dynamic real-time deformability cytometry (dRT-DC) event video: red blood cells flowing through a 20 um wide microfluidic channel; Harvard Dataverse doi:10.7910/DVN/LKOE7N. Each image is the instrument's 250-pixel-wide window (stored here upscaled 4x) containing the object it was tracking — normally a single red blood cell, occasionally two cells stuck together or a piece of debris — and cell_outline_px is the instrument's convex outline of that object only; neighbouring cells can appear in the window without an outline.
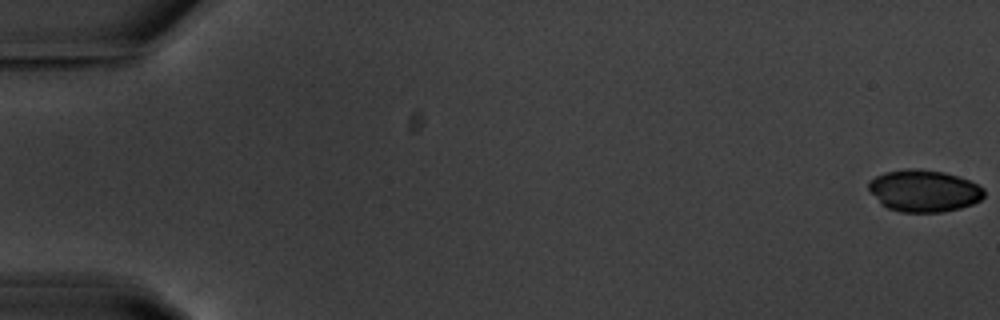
{"species": "common noctule bat (a hibernating species)", "species_latin": "Nyctalus noctula", "temperature_condition": "warm", "stored_images_in_passage": 56, "camera_frame_rate_fps": 3000, "um_per_image_px": 0.085, "animal": {"sex": "male", "body_mass_g": 20.1, "forearm_length_mm": 53.5}, "frame": {"image": 1, "passage_image": 1, "time_ms": 0.0, "image_size_px": [1000, 320], "cell_outline_px": [[984, 196], [980, 200], [972, 204], [960, 208], [940, 212], [900, 212], [888, 208], [880, 204], [868, 188], [868, 184], [876, 176], [884, 172], [908, 168], [920, 168], [944, 172], [968, 180], [984, 188]], "centroid_in_image_um": [78.52, 16.22], "position_along_channel_um": 6.5, "area_um2": 28.21}}
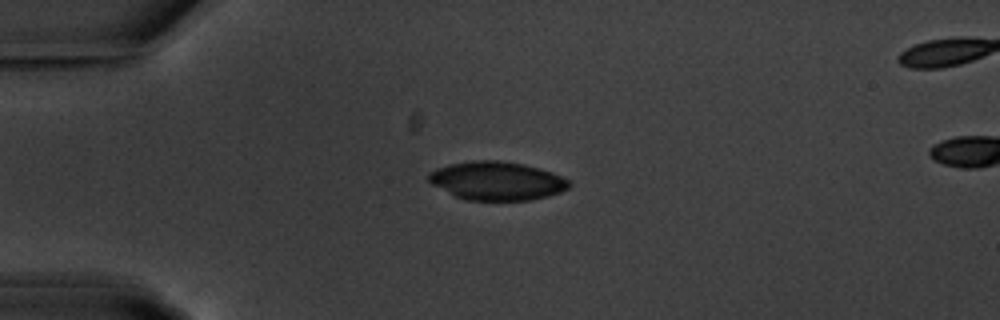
{"frame": {"image": 2, "passage_image": 15, "time_ms": 4.667, "image_size_px": [1000, 320], "cell_outline_px": [[572, 184], [568, 188], [560, 192], [548, 196], [528, 200], [464, 200], [432, 184], [428, 180], [428, 172], [436, 168], [448, 164], [472, 160], [500, 160], [524, 164], [552, 172], [568, 180]], "centroid_in_image_um": [42.22, 15.36], "position_along_channel_um": 42.8, "area_um2": 31.56}}